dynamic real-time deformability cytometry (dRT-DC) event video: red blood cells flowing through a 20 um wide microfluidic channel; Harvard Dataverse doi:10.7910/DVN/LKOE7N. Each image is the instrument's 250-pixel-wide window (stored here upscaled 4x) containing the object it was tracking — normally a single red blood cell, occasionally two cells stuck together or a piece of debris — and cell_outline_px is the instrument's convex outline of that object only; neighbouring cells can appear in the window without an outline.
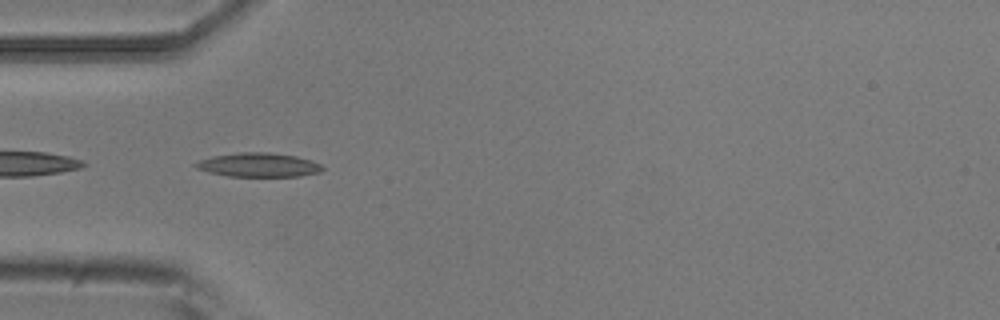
{"species": "common noctule bat (a hibernating species)", "species_latin": "Nyctalus noctula", "temperature_condition": "room temperature", "stored_images_in_passage": 38, "camera_frame_rate_fps": 3000, "um_per_image_px": 0.085, "animal": {"sex": "male", "body_mass_g": 20.5, "forearm_length_mm": 52.5}, "frame": {"image": 1, "passage_image": 1, "time_ms": 0.0, "image_size_px": [1000, 320], "cell_outline_px": [[324, 168], [320, 172], [300, 176], [228, 176], [208, 172], [196, 168], [192, 164], [200, 160], [212, 156], [240, 152], [268, 152], [296, 156], [312, 160], [320, 164]], "centroid_in_image_um": [21.97, 14.01], "position_along_channel_um": 63.0, "area_um2": 17.74}}
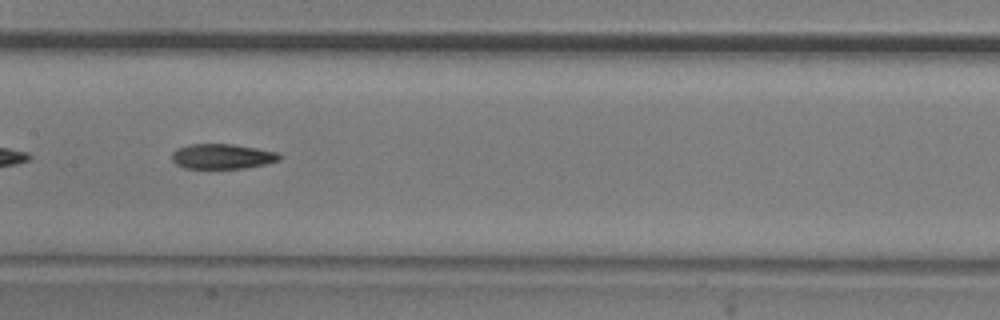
{"frame": {"image": 2, "passage_image": 11, "time_ms": 3.333, "image_size_px": [1000, 320], "cell_outline_px": [[280, 160], [264, 164], [244, 168], [184, 168], [176, 164], [172, 160], [172, 152], [176, 148], [188, 144], [232, 144], [280, 152]], "centroid_in_image_um": [18.87, 13.28], "position_along_channel_um": 188.5, "area_um2": 15.72}}
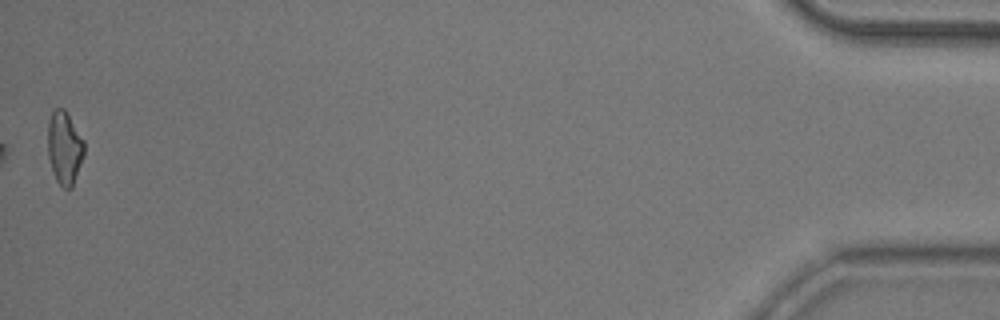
{"frame": {"image": 3, "passage_image": 38, "time_ms": 12.333, "image_size_px": [1000, 320], "cell_outline_px": [[84, 156], [72, 188], [64, 188], [56, 180], [48, 156], [48, 120], [52, 112], [56, 108], [64, 108], [84, 140]], "centroid_in_image_um": [5.49, 12.56], "position_along_channel_um": 429.7, "area_um2": 15.43}, "authors_computed_cell_mechanics": {"area_um2": 15.7505, "velocity_mm_per_s": 3.7587, "shape_relaxation_time_tau1_ms": 11.1651, "shape_relaxation_time_tau2_ms": 7.8385, "deformation_change_tau1": 0.2478, "deformation_change_tau2": 0.1519}}